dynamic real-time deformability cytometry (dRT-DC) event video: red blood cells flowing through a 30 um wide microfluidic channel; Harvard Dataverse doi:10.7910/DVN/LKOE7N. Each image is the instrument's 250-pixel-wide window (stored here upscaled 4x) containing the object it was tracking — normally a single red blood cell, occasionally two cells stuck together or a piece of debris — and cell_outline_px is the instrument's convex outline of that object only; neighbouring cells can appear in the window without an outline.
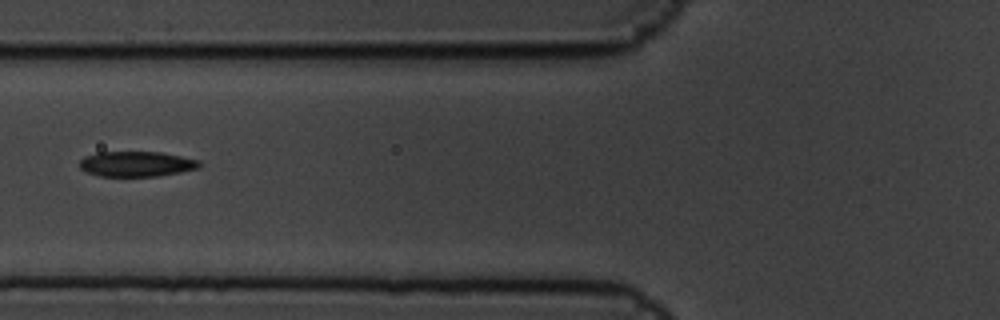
{"species": "common noctule bat (a hibernating species)", "species_latin": "Nyctalus noctula", "temperature_condition": "cold", "stored_images_in_passage": 13, "camera_frame_rate_fps": 3000, "um_per_image_px": 0.085, "animal": {"sex": "male", "body_mass_g": 19.5, "forearm_length_mm": 54.6}, "frame": {"image": 1, "passage_image": 4, "time_ms": 1.0, "image_size_px": [1000, 320], "cell_outline_px": [[200, 168], [180, 172], [156, 176], [100, 176], [88, 172], [80, 168], [80, 160], [84, 156], [96, 152], [160, 152], [200, 160]], "centroid_in_image_um": [11.6, 13.93], "position_along_channel_um": 114.2, "area_um2": 17.57}}
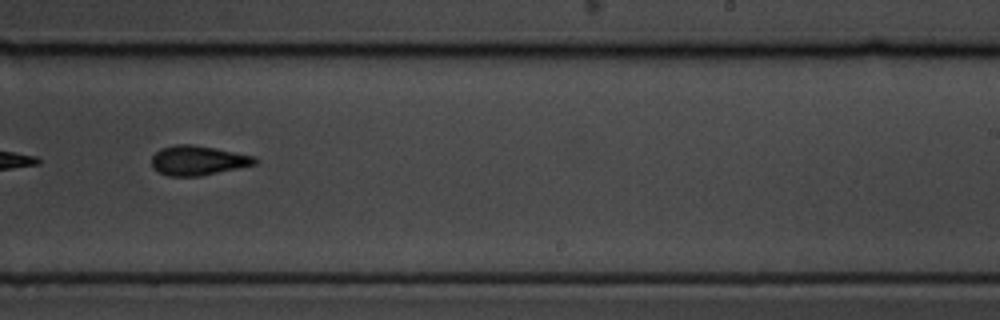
{"frame": {"image": 2, "passage_image": 8, "time_ms": 2.333, "image_size_px": [1000, 320], "cell_outline_px": [[260, 160], [256, 164], [200, 176], [168, 176], [152, 168], [152, 156], [160, 148], [176, 144], [192, 144], [256, 156]], "centroid_in_image_um": [16.83, 13.63], "position_along_channel_um": 272.2, "area_um2": 17.8}}
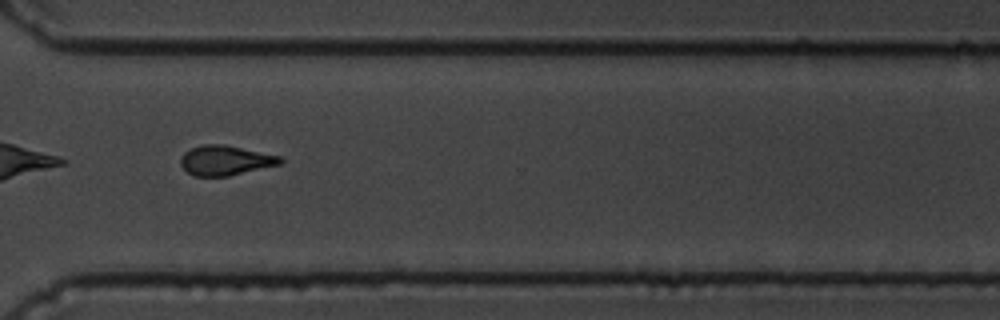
{"frame": {"image": 3, "passage_image": 10, "time_ms": 3.0, "image_size_px": [1000, 320], "cell_outline_px": [[284, 160], [280, 164], [228, 176], [196, 176], [188, 172], [180, 164], [180, 160], [184, 152], [192, 148], [204, 144], [224, 144], [280, 156]], "centroid_in_image_um": [19.15, 13.63], "position_along_channel_um": 351.4, "area_um2": 17.11}}